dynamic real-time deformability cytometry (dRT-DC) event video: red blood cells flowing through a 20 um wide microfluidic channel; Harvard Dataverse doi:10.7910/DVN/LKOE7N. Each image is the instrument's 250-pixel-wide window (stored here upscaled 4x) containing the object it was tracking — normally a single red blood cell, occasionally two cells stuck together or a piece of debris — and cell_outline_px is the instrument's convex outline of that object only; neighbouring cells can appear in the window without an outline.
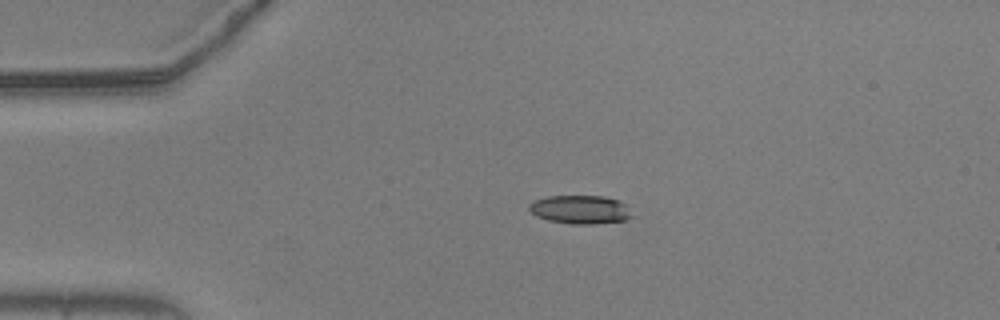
{"species": "common noctule bat (a hibernating species)", "species_latin": "Nyctalus noctula", "temperature_condition": "warm", "stored_images_in_passage": 44, "camera_frame_rate_fps": 3000, "um_per_image_px": 0.085, "animal": {"sex": "male", "body_mass_g": 20.5, "forearm_length_mm": 52.5}, "frame": {"image": 1, "passage_image": 1, "time_ms": 0.0, "image_size_px": [1000, 320], "cell_outline_px": [[632, 216], [624, 220], [592, 224], [572, 224], [548, 220], [536, 216], [528, 208], [528, 204], [532, 200], [548, 196], [604, 196], [616, 200], [624, 204]], "centroid_in_image_um": [49.25, 17.8], "position_along_channel_um": 35.8, "area_um2": 16.94}}
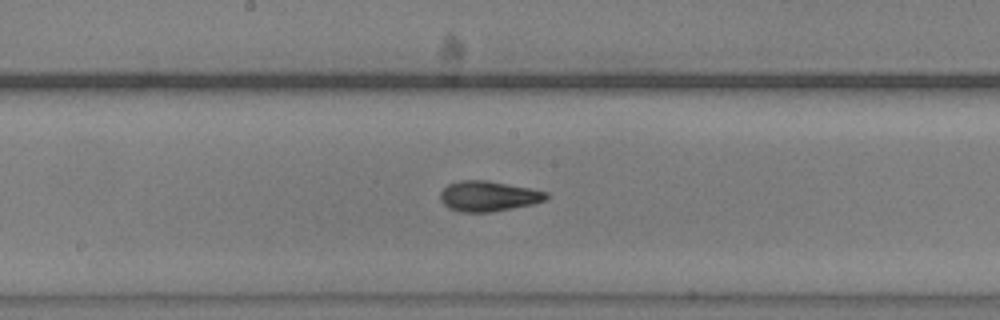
{"frame": {"image": 2, "passage_image": 18, "time_ms": 5.667, "image_size_px": [1000, 320], "cell_outline_px": [[548, 196], [544, 200], [532, 204], [492, 212], [460, 212], [448, 208], [440, 200], [440, 192], [448, 184], [460, 180], [488, 180], [548, 192]], "centroid_in_image_um": [41.47, 16.67], "position_along_channel_um": 206.7, "area_um2": 18.67}}
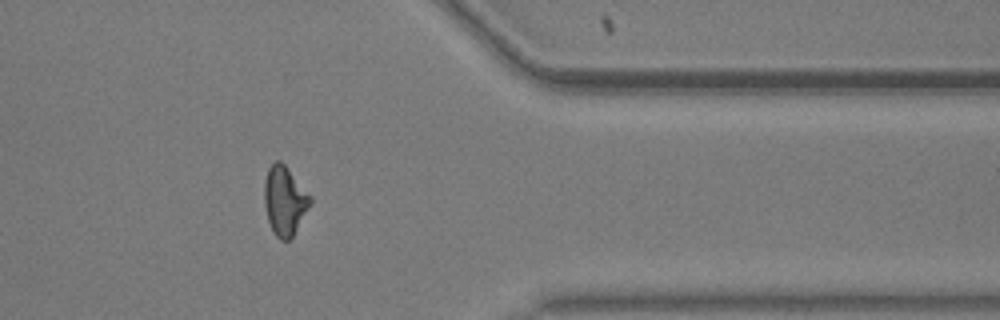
{"frame": {"image": 3, "passage_image": 34, "time_ms": 11.0, "image_size_px": [1000, 320], "cell_outline_px": [[312, 204], [292, 236], [288, 240], [280, 240], [276, 236], [268, 220], [264, 204], [264, 180], [268, 168], [276, 160], [280, 160], [284, 164], [312, 196]], "centroid_in_image_um": [24.2, 17.04], "position_along_channel_um": 387.2, "area_um2": 18.5}, "authors_computed_cell_mechanics": {"area_um2": 18.1781, "velocity_mm_per_s": 3.6832, "shape_relaxation_time_tau1_ms": 3.3361, "shape_relaxation_time_tau2_ms": 2.2254, "deformation_change_tau1": 0.1418, "deformation_change_tau2": 0.1033}}